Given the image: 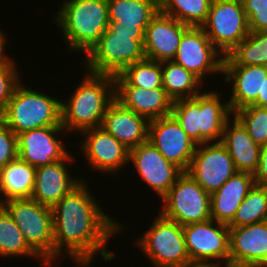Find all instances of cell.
Wrapping results in <instances>:
<instances>
[{
  "instance_id": "b9f144b4",
  "label": "cell",
  "mask_w": 267,
  "mask_h": 267,
  "mask_svg": "<svg viewBox=\"0 0 267 267\" xmlns=\"http://www.w3.org/2000/svg\"><path fill=\"white\" fill-rule=\"evenodd\" d=\"M163 267H212V266L201 262L190 261L184 264L168 265Z\"/></svg>"
},
{
  "instance_id": "60d3db41",
  "label": "cell",
  "mask_w": 267,
  "mask_h": 267,
  "mask_svg": "<svg viewBox=\"0 0 267 267\" xmlns=\"http://www.w3.org/2000/svg\"><path fill=\"white\" fill-rule=\"evenodd\" d=\"M258 107H267V77L263 79L262 94H259L256 102L253 104Z\"/></svg>"
},
{
  "instance_id": "52a82bcc",
  "label": "cell",
  "mask_w": 267,
  "mask_h": 267,
  "mask_svg": "<svg viewBox=\"0 0 267 267\" xmlns=\"http://www.w3.org/2000/svg\"><path fill=\"white\" fill-rule=\"evenodd\" d=\"M143 42L144 39H134V34L105 30L86 54V70L95 74H120L127 66L146 58Z\"/></svg>"
},
{
  "instance_id": "8992f818",
  "label": "cell",
  "mask_w": 267,
  "mask_h": 267,
  "mask_svg": "<svg viewBox=\"0 0 267 267\" xmlns=\"http://www.w3.org/2000/svg\"><path fill=\"white\" fill-rule=\"evenodd\" d=\"M0 205L13 218L25 242L43 261L42 264L51 266V260H54L52 207L40 204L32 198L6 202L0 200Z\"/></svg>"
},
{
  "instance_id": "3957f363",
  "label": "cell",
  "mask_w": 267,
  "mask_h": 267,
  "mask_svg": "<svg viewBox=\"0 0 267 267\" xmlns=\"http://www.w3.org/2000/svg\"><path fill=\"white\" fill-rule=\"evenodd\" d=\"M220 100L217 92H201L193 98L173 101L171 114L197 145L221 142L224 126L233 113L229 103Z\"/></svg>"
},
{
  "instance_id": "7c38bea8",
  "label": "cell",
  "mask_w": 267,
  "mask_h": 267,
  "mask_svg": "<svg viewBox=\"0 0 267 267\" xmlns=\"http://www.w3.org/2000/svg\"><path fill=\"white\" fill-rule=\"evenodd\" d=\"M236 172L234 162L221 142L197 145L186 171L210 195Z\"/></svg>"
},
{
  "instance_id": "2e32d148",
  "label": "cell",
  "mask_w": 267,
  "mask_h": 267,
  "mask_svg": "<svg viewBox=\"0 0 267 267\" xmlns=\"http://www.w3.org/2000/svg\"><path fill=\"white\" fill-rule=\"evenodd\" d=\"M63 132L62 126H47L18 134V157L35 168L63 160L69 153L55 137Z\"/></svg>"
},
{
  "instance_id": "4316f807",
  "label": "cell",
  "mask_w": 267,
  "mask_h": 267,
  "mask_svg": "<svg viewBox=\"0 0 267 267\" xmlns=\"http://www.w3.org/2000/svg\"><path fill=\"white\" fill-rule=\"evenodd\" d=\"M109 22L136 25L144 31L160 10V0H107Z\"/></svg>"
},
{
  "instance_id": "74e56055",
  "label": "cell",
  "mask_w": 267,
  "mask_h": 267,
  "mask_svg": "<svg viewBox=\"0 0 267 267\" xmlns=\"http://www.w3.org/2000/svg\"><path fill=\"white\" fill-rule=\"evenodd\" d=\"M109 33L134 34V39H144L145 31L136 25L120 24V22H109L107 29Z\"/></svg>"
},
{
  "instance_id": "d4e9b609",
  "label": "cell",
  "mask_w": 267,
  "mask_h": 267,
  "mask_svg": "<svg viewBox=\"0 0 267 267\" xmlns=\"http://www.w3.org/2000/svg\"><path fill=\"white\" fill-rule=\"evenodd\" d=\"M230 123L228 120L224 126L221 143L226 147L237 171L254 174L259 164L261 146L254 142L235 116L232 126Z\"/></svg>"
},
{
  "instance_id": "603a6c76",
  "label": "cell",
  "mask_w": 267,
  "mask_h": 267,
  "mask_svg": "<svg viewBox=\"0 0 267 267\" xmlns=\"http://www.w3.org/2000/svg\"><path fill=\"white\" fill-rule=\"evenodd\" d=\"M115 99L149 121L170 115L173 106V100L163 87L145 90L135 86H115Z\"/></svg>"
},
{
  "instance_id": "7402d4cb",
  "label": "cell",
  "mask_w": 267,
  "mask_h": 267,
  "mask_svg": "<svg viewBox=\"0 0 267 267\" xmlns=\"http://www.w3.org/2000/svg\"><path fill=\"white\" fill-rule=\"evenodd\" d=\"M226 82H232L229 107L232 113L253 105L262 94L263 79L267 77V66L223 65Z\"/></svg>"
},
{
  "instance_id": "f1b7e54d",
  "label": "cell",
  "mask_w": 267,
  "mask_h": 267,
  "mask_svg": "<svg viewBox=\"0 0 267 267\" xmlns=\"http://www.w3.org/2000/svg\"><path fill=\"white\" fill-rule=\"evenodd\" d=\"M223 65L267 66V31L251 32L227 56Z\"/></svg>"
},
{
  "instance_id": "6da1fadb",
  "label": "cell",
  "mask_w": 267,
  "mask_h": 267,
  "mask_svg": "<svg viewBox=\"0 0 267 267\" xmlns=\"http://www.w3.org/2000/svg\"><path fill=\"white\" fill-rule=\"evenodd\" d=\"M89 192L82 181L52 207L54 260L64 246L77 266L89 267L96 253L105 261L114 258L105 244L121 226L103 212Z\"/></svg>"
},
{
  "instance_id": "8d00e7d4",
  "label": "cell",
  "mask_w": 267,
  "mask_h": 267,
  "mask_svg": "<svg viewBox=\"0 0 267 267\" xmlns=\"http://www.w3.org/2000/svg\"><path fill=\"white\" fill-rule=\"evenodd\" d=\"M17 157V135L0 119V169Z\"/></svg>"
},
{
  "instance_id": "484cf974",
  "label": "cell",
  "mask_w": 267,
  "mask_h": 267,
  "mask_svg": "<svg viewBox=\"0 0 267 267\" xmlns=\"http://www.w3.org/2000/svg\"><path fill=\"white\" fill-rule=\"evenodd\" d=\"M36 168L17 157L0 169V193L4 202L12 199L31 198Z\"/></svg>"
},
{
  "instance_id": "f546056e",
  "label": "cell",
  "mask_w": 267,
  "mask_h": 267,
  "mask_svg": "<svg viewBox=\"0 0 267 267\" xmlns=\"http://www.w3.org/2000/svg\"><path fill=\"white\" fill-rule=\"evenodd\" d=\"M115 86H135L145 90L162 86L161 62L143 59L114 75Z\"/></svg>"
},
{
  "instance_id": "836d02e7",
  "label": "cell",
  "mask_w": 267,
  "mask_h": 267,
  "mask_svg": "<svg viewBox=\"0 0 267 267\" xmlns=\"http://www.w3.org/2000/svg\"><path fill=\"white\" fill-rule=\"evenodd\" d=\"M233 115L247 129L255 143L267 144V107L251 105L239 109Z\"/></svg>"
},
{
  "instance_id": "f35d334b",
  "label": "cell",
  "mask_w": 267,
  "mask_h": 267,
  "mask_svg": "<svg viewBox=\"0 0 267 267\" xmlns=\"http://www.w3.org/2000/svg\"><path fill=\"white\" fill-rule=\"evenodd\" d=\"M253 177L256 185L267 186V144L261 145L258 168Z\"/></svg>"
},
{
  "instance_id": "44dd1931",
  "label": "cell",
  "mask_w": 267,
  "mask_h": 267,
  "mask_svg": "<svg viewBox=\"0 0 267 267\" xmlns=\"http://www.w3.org/2000/svg\"><path fill=\"white\" fill-rule=\"evenodd\" d=\"M71 158L72 156L68 154L63 160L36 168L31 195L33 200L53 207L82 182L81 179L75 180L67 171L66 161L69 162Z\"/></svg>"
},
{
  "instance_id": "1f68e13d",
  "label": "cell",
  "mask_w": 267,
  "mask_h": 267,
  "mask_svg": "<svg viewBox=\"0 0 267 267\" xmlns=\"http://www.w3.org/2000/svg\"><path fill=\"white\" fill-rule=\"evenodd\" d=\"M267 220V186L254 185L236 211L229 227H242Z\"/></svg>"
},
{
  "instance_id": "ba28073f",
  "label": "cell",
  "mask_w": 267,
  "mask_h": 267,
  "mask_svg": "<svg viewBox=\"0 0 267 267\" xmlns=\"http://www.w3.org/2000/svg\"><path fill=\"white\" fill-rule=\"evenodd\" d=\"M201 28L222 56L229 55L250 33L241 0H212Z\"/></svg>"
},
{
  "instance_id": "9c48e42d",
  "label": "cell",
  "mask_w": 267,
  "mask_h": 267,
  "mask_svg": "<svg viewBox=\"0 0 267 267\" xmlns=\"http://www.w3.org/2000/svg\"><path fill=\"white\" fill-rule=\"evenodd\" d=\"M160 214L181 226L211 219V197L190 175L183 172L162 197Z\"/></svg>"
},
{
  "instance_id": "7a4b0ae2",
  "label": "cell",
  "mask_w": 267,
  "mask_h": 267,
  "mask_svg": "<svg viewBox=\"0 0 267 267\" xmlns=\"http://www.w3.org/2000/svg\"><path fill=\"white\" fill-rule=\"evenodd\" d=\"M114 99L113 75L87 73L67 103L61 102L63 129L67 132L74 130L82 132L101 127L106 110Z\"/></svg>"
},
{
  "instance_id": "e0dca14e",
  "label": "cell",
  "mask_w": 267,
  "mask_h": 267,
  "mask_svg": "<svg viewBox=\"0 0 267 267\" xmlns=\"http://www.w3.org/2000/svg\"><path fill=\"white\" fill-rule=\"evenodd\" d=\"M190 27L159 10L145 29V57L157 62L173 60L183 34Z\"/></svg>"
},
{
  "instance_id": "ffe728a7",
  "label": "cell",
  "mask_w": 267,
  "mask_h": 267,
  "mask_svg": "<svg viewBox=\"0 0 267 267\" xmlns=\"http://www.w3.org/2000/svg\"><path fill=\"white\" fill-rule=\"evenodd\" d=\"M149 122L114 99L106 110L101 127L131 150L148 141Z\"/></svg>"
},
{
  "instance_id": "d6986e66",
  "label": "cell",
  "mask_w": 267,
  "mask_h": 267,
  "mask_svg": "<svg viewBox=\"0 0 267 267\" xmlns=\"http://www.w3.org/2000/svg\"><path fill=\"white\" fill-rule=\"evenodd\" d=\"M86 135L81 150L88 164L102 172H119L129 163L130 150L102 127L91 128L80 132Z\"/></svg>"
},
{
  "instance_id": "5bb4252c",
  "label": "cell",
  "mask_w": 267,
  "mask_h": 267,
  "mask_svg": "<svg viewBox=\"0 0 267 267\" xmlns=\"http://www.w3.org/2000/svg\"><path fill=\"white\" fill-rule=\"evenodd\" d=\"M219 53L221 52L214 46L201 27H190L183 34L172 61L191 71L202 82L205 73L207 75L223 72L224 56L220 57L221 54Z\"/></svg>"
},
{
  "instance_id": "4dcf8cb0",
  "label": "cell",
  "mask_w": 267,
  "mask_h": 267,
  "mask_svg": "<svg viewBox=\"0 0 267 267\" xmlns=\"http://www.w3.org/2000/svg\"><path fill=\"white\" fill-rule=\"evenodd\" d=\"M212 0H160V10L191 27L206 21Z\"/></svg>"
},
{
  "instance_id": "5b68a950",
  "label": "cell",
  "mask_w": 267,
  "mask_h": 267,
  "mask_svg": "<svg viewBox=\"0 0 267 267\" xmlns=\"http://www.w3.org/2000/svg\"><path fill=\"white\" fill-rule=\"evenodd\" d=\"M61 100L19 83L0 119L16 134L61 125Z\"/></svg>"
},
{
  "instance_id": "4fadbf2b",
  "label": "cell",
  "mask_w": 267,
  "mask_h": 267,
  "mask_svg": "<svg viewBox=\"0 0 267 267\" xmlns=\"http://www.w3.org/2000/svg\"><path fill=\"white\" fill-rule=\"evenodd\" d=\"M148 141L167 161L175 164L183 172L188 170L197 144L186 134L172 114L150 120Z\"/></svg>"
},
{
  "instance_id": "ac0fdd59",
  "label": "cell",
  "mask_w": 267,
  "mask_h": 267,
  "mask_svg": "<svg viewBox=\"0 0 267 267\" xmlns=\"http://www.w3.org/2000/svg\"><path fill=\"white\" fill-rule=\"evenodd\" d=\"M129 161L144 180L160 197H163L183 171L167 161L159 151L146 141L130 150Z\"/></svg>"
},
{
  "instance_id": "30bf717a",
  "label": "cell",
  "mask_w": 267,
  "mask_h": 267,
  "mask_svg": "<svg viewBox=\"0 0 267 267\" xmlns=\"http://www.w3.org/2000/svg\"><path fill=\"white\" fill-rule=\"evenodd\" d=\"M138 244L155 267L190 262L183 226L160 213L149 230L137 241Z\"/></svg>"
},
{
  "instance_id": "e575fe53",
  "label": "cell",
  "mask_w": 267,
  "mask_h": 267,
  "mask_svg": "<svg viewBox=\"0 0 267 267\" xmlns=\"http://www.w3.org/2000/svg\"><path fill=\"white\" fill-rule=\"evenodd\" d=\"M251 32L267 31V0H241Z\"/></svg>"
},
{
  "instance_id": "d590c367",
  "label": "cell",
  "mask_w": 267,
  "mask_h": 267,
  "mask_svg": "<svg viewBox=\"0 0 267 267\" xmlns=\"http://www.w3.org/2000/svg\"><path fill=\"white\" fill-rule=\"evenodd\" d=\"M15 65L16 63L12 62L11 64L0 66V117L16 86L21 83Z\"/></svg>"
},
{
  "instance_id": "d6a6232c",
  "label": "cell",
  "mask_w": 267,
  "mask_h": 267,
  "mask_svg": "<svg viewBox=\"0 0 267 267\" xmlns=\"http://www.w3.org/2000/svg\"><path fill=\"white\" fill-rule=\"evenodd\" d=\"M38 256L25 242L24 237L7 210L0 205V257Z\"/></svg>"
},
{
  "instance_id": "83f0119b",
  "label": "cell",
  "mask_w": 267,
  "mask_h": 267,
  "mask_svg": "<svg viewBox=\"0 0 267 267\" xmlns=\"http://www.w3.org/2000/svg\"><path fill=\"white\" fill-rule=\"evenodd\" d=\"M163 66V67H162ZM162 86L173 100L193 98L200 94L196 89L201 80L183 66L171 61H162Z\"/></svg>"
},
{
  "instance_id": "9a60e30c",
  "label": "cell",
  "mask_w": 267,
  "mask_h": 267,
  "mask_svg": "<svg viewBox=\"0 0 267 267\" xmlns=\"http://www.w3.org/2000/svg\"><path fill=\"white\" fill-rule=\"evenodd\" d=\"M229 267H267V220L229 227Z\"/></svg>"
},
{
  "instance_id": "cb8c5ba5",
  "label": "cell",
  "mask_w": 267,
  "mask_h": 267,
  "mask_svg": "<svg viewBox=\"0 0 267 267\" xmlns=\"http://www.w3.org/2000/svg\"><path fill=\"white\" fill-rule=\"evenodd\" d=\"M255 179L252 173L237 171L211 197V219L229 224L240 204L254 187Z\"/></svg>"
},
{
  "instance_id": "ab89813d",
  "label": "cell",
  "mask_w": 267,
  "mask_h": 267,
  "mask_svg": "<svg viewBox=\"0 0 267 267\" xmlns=\"http://www.w3.org/2000/svg\"><path fill=\"white\" fill-rule=\"evenodd\" d=\"M5 34L2 32V30L0 31V66H4L7 64H11L13 62V60H11V58L9 59L8 57H6L5 53H4V47L5 45Z\"/></svg>"
},
{
  "instance_id": "8fae6325",
  "label": "cell",
  "mask_w": 267,
  "mask_h": 267,
  "mask_svg": "<svg viewBox=\"0 0 267 267\" xmlns=\"http://www.w3.org/2000/svg\"><path fill=\"white\" fill-rule=\"evenodd\" d=\"M214 223L216 225H213ZM183 233L190 261L219 267L222 260L225 267H229L228 224L209 219L184 225Z\"/></svg>"
},
{
  "instance_id": "277c9868",
  "label": "cell",
  "mask_w": 267,
  "mask_h": 267,
  "mask_svg": "<svg viewBox=\"0 0 267 267\" xmlns=\"http://www.w3.org/2000/svg\"><path fill=\"white\" fill-rule=\"evenodd\" d=\"M58 11L56 22L71 51L87 54L109 24L107 0H67Z\"/></svg>"
}]
</instances>
